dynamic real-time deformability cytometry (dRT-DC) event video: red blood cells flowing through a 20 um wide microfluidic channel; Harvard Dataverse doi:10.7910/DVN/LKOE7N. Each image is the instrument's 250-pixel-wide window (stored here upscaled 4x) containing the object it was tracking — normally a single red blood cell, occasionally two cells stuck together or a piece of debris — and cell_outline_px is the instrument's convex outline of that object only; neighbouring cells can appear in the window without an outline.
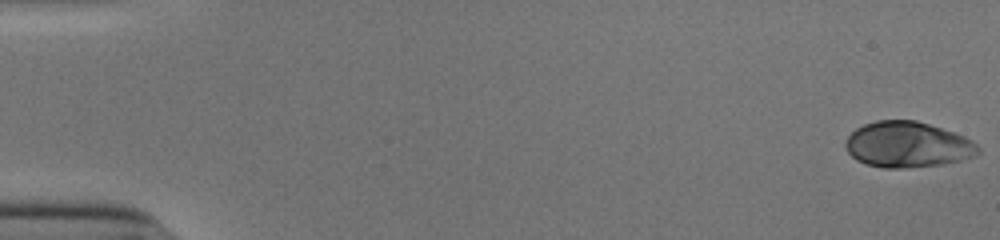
{"species": "human", "species_latin": "Homo sapiens", "temperature_condition": "cold", "stored_images_in_passage": 53, "camera_frame_rate_fps": 3000, "um_per_image_px": 0.085, "donor": {"sex": "male"}, "frame": {"image": 1, "passage_image": 1, "time_ms": 0.0, "image_size_px": [1000, 240], "cell_outline_px": [[980, 152], [976, 156], [944, 164], [904, 168], [884, 168], [864, 164], [856, 160], [848, 152], [844, 144], [848, 136], [856, 128], [864, 124], [876, 120], [916, 120], [964, 136], [972, 140], [980, 148]], "centroid_in_image_um": [77.13, 12.3], "position_along_channel_um": 7.9, "area_um2": 35.43}}
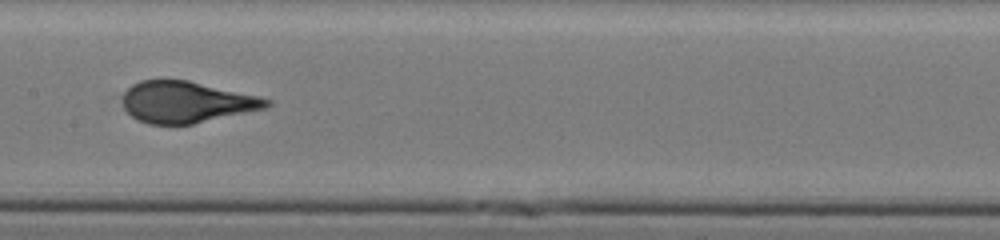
{"frame": {"image": 2, "passage_image": 28, "time_ms": 9.0, "image_size_px": [1000, 240], "cell_outline_px": [[272, 104], [268, 108], [192, 124], [148, 124], [136, 120], [124, 108], [124, 92], [132, 84], [140, 80], [188, 80], [260, 96], [272, 100]], "centroid_in_image_um": [15.88, 8.68], "position_along_channel_um": 191.5, "area_um2": 34.8}}
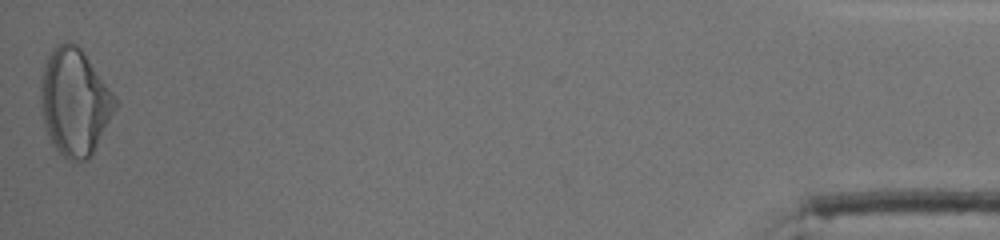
{"frame": {"image": 3, "passage_image": 53, "time_ms": 17.333, "image_size_px": [1000, 240], "cell_outline_px": [[116, 108], [92, 156], [88, 160], [72, 164], [56, 148], [44, 124], [40, 108], [40, 76], [48, 52], [56, 44], [64, 40], [72, 40], [84, 52], [112, 92], [116, 100]], "centroid_in_image_um": [6.31, 8.65], "position_along_channel_um": 428.9, "area_um2": 46.82}, "authors_computed_cell_mechanics": {"area_um2": 35.258, "velocity_mm_per_s": 3.9059, "shape_relaxation_time_tau1_ms": 5.993, "shape_relaxation_time_tau2_ms": null, "deformation_change_tau1": 0.2518, "deformation_change_tau2": null}}